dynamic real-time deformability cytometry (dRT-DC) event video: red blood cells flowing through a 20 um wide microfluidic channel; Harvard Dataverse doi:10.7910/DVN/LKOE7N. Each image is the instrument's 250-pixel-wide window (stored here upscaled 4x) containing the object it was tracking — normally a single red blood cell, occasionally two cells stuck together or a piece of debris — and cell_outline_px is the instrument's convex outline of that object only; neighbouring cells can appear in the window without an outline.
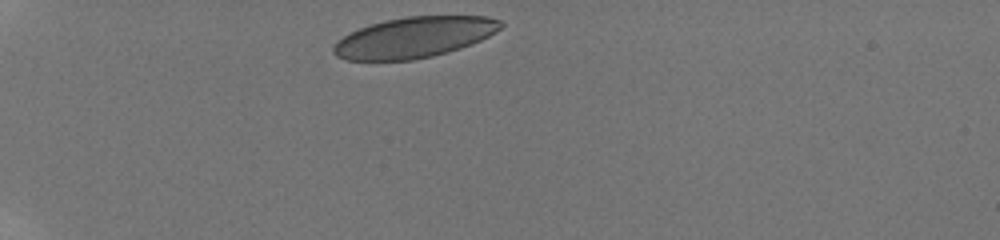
{"species": "human", "species_latin": "Homo sapiens", "temperature_condition": "room temperature", "stored_images_in_passage": 35, "camera_frame_rate_fps": 3000, "um_per_image_px": 0.085, "donor": {"sex": "male"}, "frame": {"image": 1, "passage_image": 1, "time_ms": 0.0, "image_size_px": [1000, 240], "cell_outline_px": [[504, 24], [496, 32], [472, 44], [460, 48], [432, 56], [412, 60], [348, 60], [336, 56], [332, 52], [332, 48], [336, 40], [360, 28], [384, 20], [408, 16], [488, 16], [500, 20]], "centroid_in_image_um": [35.2, 3.17], "position_along_channel_um": 49.8, "area_um2": 39.54}}
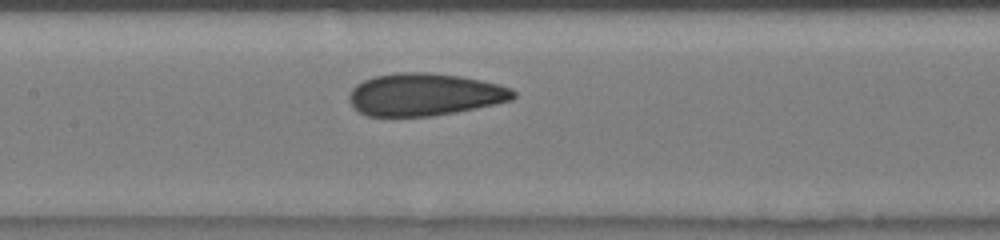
{"frame": {"image": 2, "passage_image": 14, "time_ms": 4.333, "image_size_px": [1000, 240], "cell_outline_px": [[516, 96], [512, 100], [476, 108], [456, 112], [432, 116], [368, 116], [360, 112], [348, 100], [348, 96], [352, 88], [356, 84], [372, 76], [396, 72], [428, 72], [460, 76], [500, 84], [512, 88], [516, 92]], "centroid_in_image_um": [36.09, 8.02], "position_along_channel_um": 171.3, "area_um2": 40.81}}
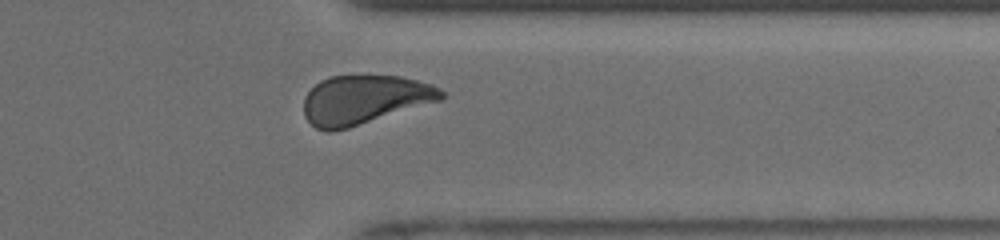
{"frame": {"image": 3, "passage_image": 30, "time_ms": 9.667, "image_size_px": [1000, 240], "cell_outline_px": [[444, 96], [440, 100], [348, 128], [328, 132], [316, 128], [304, 116], [304, 96], [320, 80], [328, 76], [400, 76], [432, 84], [440, 88], [444, 92]], "centroid_in_image_um": [30.95, 8.47], "position_along_channel_um": 380.5, "area_um2": 38.96}, "authors_computed_cell_mechanics": {"area_um2": 40.5756, "velocity_mm_per_s": 3.9245, "shape_relaxation_time_tau1_ms": 5.6624, "shape_relaxation_time_tau2_ms": 1.1998, "deformation_change_tau1": 0.128, "deformation_change_tau2": 0.0587}}